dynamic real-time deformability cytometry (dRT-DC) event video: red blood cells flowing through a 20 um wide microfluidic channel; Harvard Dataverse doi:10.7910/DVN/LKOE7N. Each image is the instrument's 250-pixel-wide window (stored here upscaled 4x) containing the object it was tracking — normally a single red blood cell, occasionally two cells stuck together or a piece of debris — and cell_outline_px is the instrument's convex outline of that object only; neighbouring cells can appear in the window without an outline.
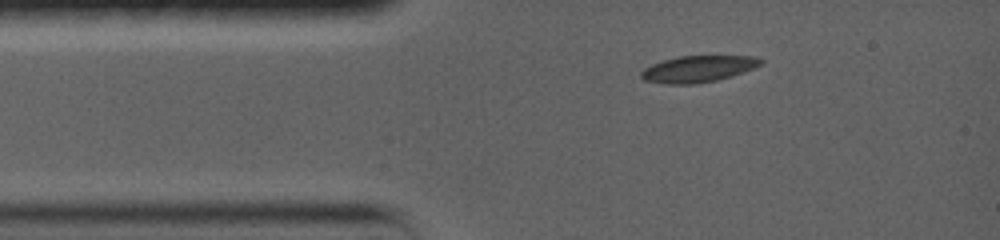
{"species": "common noctule bat (a hibernating species)", "species_latin": "Nyctalus noctula", "temperature_condition": "warm", "stored_images_in_passage": 20, "camera_frame_rate_fps": 5000, "um_per_image_px": 0.085, "animal": {"sex": "female", "body_mass_g": 19.0, "forearm_length_mm": 56.7}, "frame": {"image": 1, "passage_image": 1, "time_ms": 0.0, "image_size_px": [1000, 240], "cell_outline_px": [[764, 64], [732, 76], [716, 80], [696, 84], [664, 84], [644, 80], [640, 76], [640, 72], [644, 68], [652, 64], [664, 60], [680, 56], [756, 56], [764, 60]], "centroid_in_image_um": [59.35, 5.86], "position_along_channel_um": 25.6, "area_um2": 18.55}}
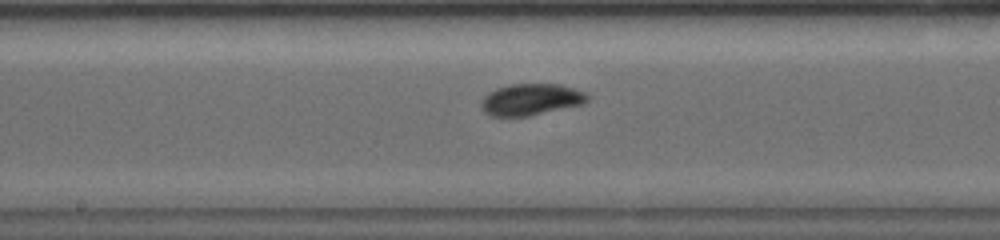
{"frame": {"image": 2, "passage_image": 11, "time_ms": 5.6, "image_size_px": [1000, 240], "cell_outline_px": [[588, 100], [580, 104], [528, 116], [492, 116], [484, 112], [480, 108], [480, 100], [488, 92], [496, 88], [508, 84], [560, 84], [588, 92]], "centroid_in_image_um": [45.08, 8.44], "position_along_channel_um": 203.1, "area_um2": 19.59}}
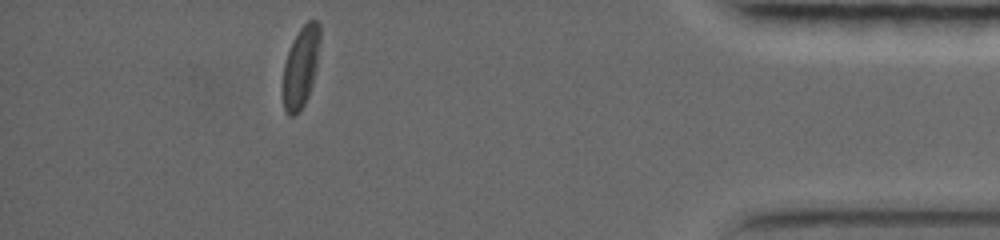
{"frame": {"image": 3, "passage_image": 20, "time_ms": 12.8, "image_size_px": [1000, 240], "cell_outline_px": [[320, 40], [316, 68], [312, 84], [308, 96], [300, 112], [292, 116], [288, 116], [284, 112], [284, 64], [288, 52], [300, 28], [308, 20], [316, 20], [320, 24]], "centroid_in_image_um": [25.59, 5.7], "position_along_channel_um": 409.6, "area_um2": 17.28}, "authors_computed_cell_mechanics": {"area_um2": 18.9295, "velocity_mm_per_s": 3.5788, "shape_relaxation_time_tau1_ms": 7.238, "shape_relaxation_time_tau2_ms": 1.4812, "deformation_change_tau1": 0.1716, "deformation_change_tau2": 0.0493}}